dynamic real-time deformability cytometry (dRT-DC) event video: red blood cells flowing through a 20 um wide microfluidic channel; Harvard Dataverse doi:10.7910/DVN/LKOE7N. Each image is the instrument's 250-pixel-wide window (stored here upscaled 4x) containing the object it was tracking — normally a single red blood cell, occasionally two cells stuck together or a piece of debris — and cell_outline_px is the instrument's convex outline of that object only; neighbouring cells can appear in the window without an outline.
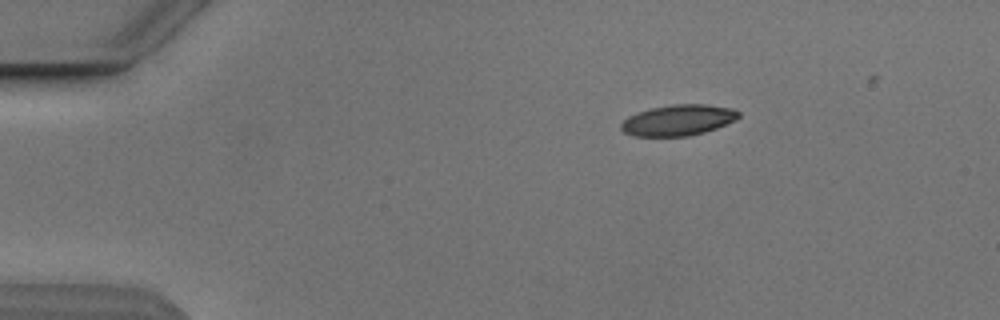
{"species": "Egyptian fruit bat (a non-hibernating species)", "species_latin": "Rousettus aegyptiacus", "temperature_condition": "cold", "stored_images_in_passage": 4, "camera_frame_rate_fps": 3000, "um_per_image_px": 0.085, "animal": {"sex": "male"}, "frame": {"image": 1, "passage_image": 1, "time_ms": 0.0, "image_size_px": [1000, 320], "cell_outline_px": [[740, 116], [736, 120], [716, 128], [704, 132], [688, 136], [632, 136], [624, 132], [620, 128], [620, 124], [628, 116], [636, 112], [652, 108], [672, 104], [708, 104], [732, 108], [740, 112]], "centroid_in_image_um": [57.64, 10.21], "position_along_channel_um": 27.4, "area_um2": 21.27}}